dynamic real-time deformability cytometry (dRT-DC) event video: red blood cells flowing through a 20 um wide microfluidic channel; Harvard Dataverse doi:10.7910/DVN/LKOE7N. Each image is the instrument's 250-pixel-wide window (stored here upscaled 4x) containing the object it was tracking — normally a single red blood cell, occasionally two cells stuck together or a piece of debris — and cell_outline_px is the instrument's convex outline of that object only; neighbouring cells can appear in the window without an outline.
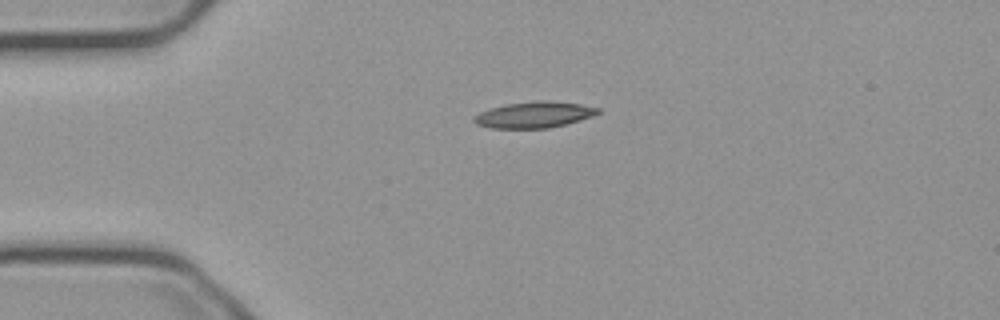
{"species": "common noctule bat (a hibernating species)", "species_latin": "Nyctalus noctula", "temperature_condition": "cold", "stored_images_in_passage": 43, "camera_frame_rate_fps": 3000, "um_per_image_px": 0.085, "animal": {"sex": "male", "body_mass_g": 23.1, "forearm_length_mm": 52.7}, "frame": {"image": 1, "passage_image": 1, "time_ms": 0.0, "image_size_px": [1000, 320], "cell_outline_px": [[600, 112], [592, 116], [580, 120], [548, 128], [492, 128], [476, 124], [472, 120], [472, 116], [480, 112], [492, 108], [508, 104], [536, 100], [548, 100], [580, 104], [600, 108]], "centroid_in_image_um": [45.39, 9.75], "position_along_channel_um": 39.6, "area_um2": 18.79}}
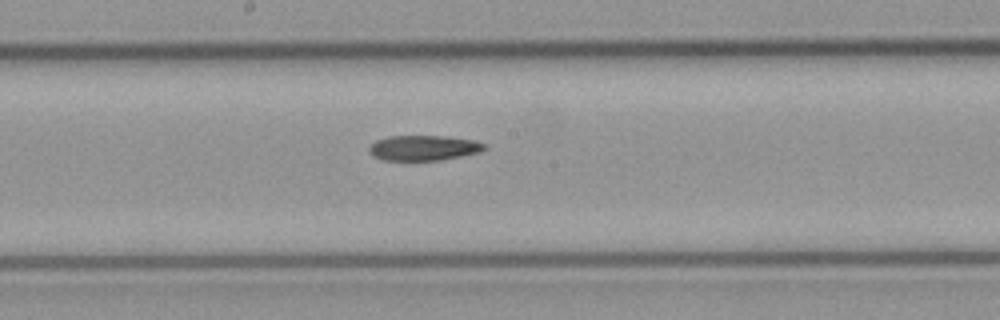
{"frame": {"image": 2, "passage_image": 17, "time_ms": 5.333, "image_size_px": [1000, 320], "cell_outline_px": [[488, 148], [480, 152], [440, 160], [384, 160], [372, 156], [368, 152], [368, 148], [376, 140], [388, 136], [444, 136], [476, 140], [484, 144]], "centroid_in_image_um": [36.0, 12.57], "position_along_channel_um": 212.2, "area_um2": 16.99}}
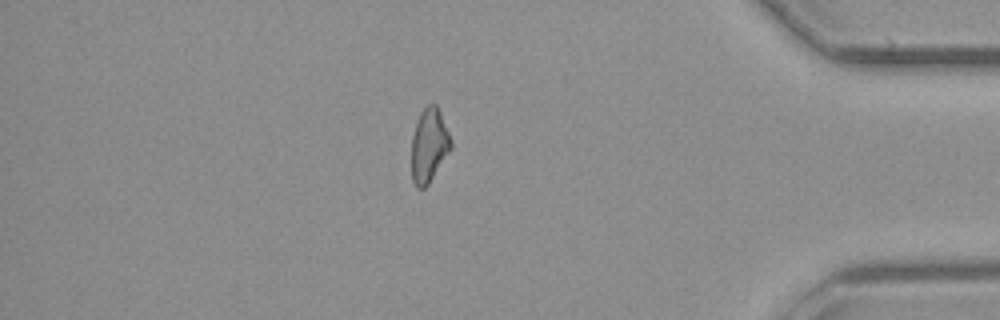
{"frame": {"image": 3, "passage_image": 35, "time_ms": 11.333, "image_size_px": [1000, 320], "cell_outline_px": [[452, 148], [428, 184], [424, 188], [416, 188], [412, 180], [412, 136], [420, 112], [428, 104], [436, 104], [440, 112], [452, 140]], "centroid_in_image_um": [36.47, 12.36], "position_along_channel_um": 398.7, "area_um2": 16.88}}